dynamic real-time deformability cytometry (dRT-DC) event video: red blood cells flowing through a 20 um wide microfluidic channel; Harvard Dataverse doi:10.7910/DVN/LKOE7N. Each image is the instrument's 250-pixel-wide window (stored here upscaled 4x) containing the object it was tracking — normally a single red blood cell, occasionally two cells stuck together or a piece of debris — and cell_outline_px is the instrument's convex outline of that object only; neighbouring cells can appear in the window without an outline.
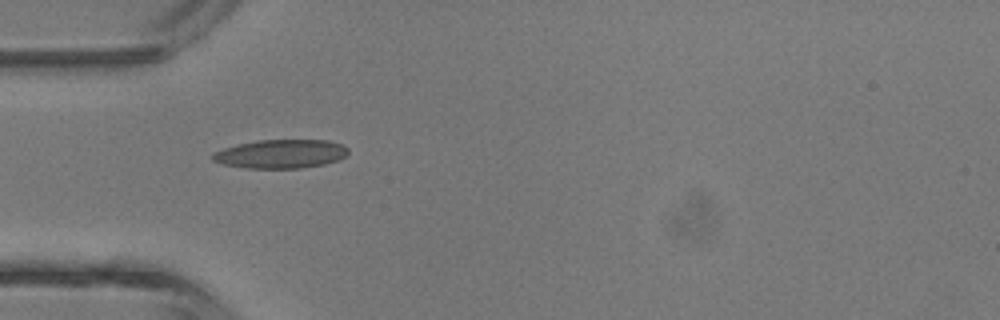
{"species": "common noctule bat (a hibernating species)", "species_latin": "Nyctalus noctula", "temperature_condition": "room temperature", "stored_images_in_passage": 29, "camera_frame_rate_fps": 3000, "um_per_image_px": 0.085, "animal": {"sex": "male", "body_mass_g": 13.3}, "frame": {"image": 1, "passage_image": 1, "time_ms": 0.0, "image_size_px": [1000, 320], "cell_outline_px": [[348, 152], [340, 160], [324, 164], [300, 168], [248, 168], [224, 164], [212, 160], [212, 152], [224, 148], [256, 140], [328, 140], [344, 144], [348, 148]], "centroid_in_image_um": [23.9, 13.07], "position_along_channel_um": 61.1, "area_um2": 22.72}}
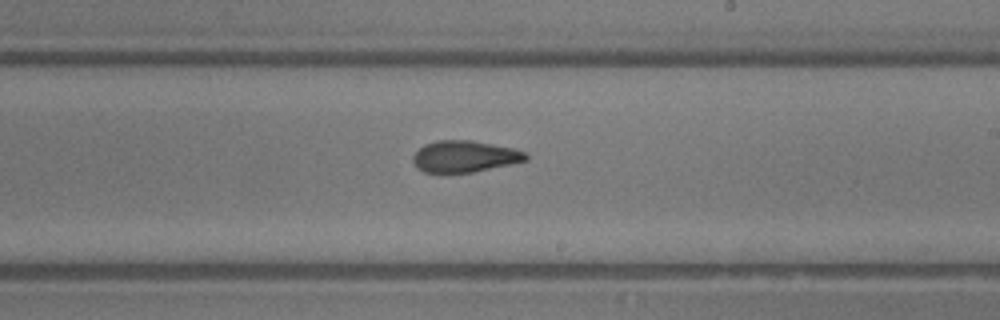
{"frame": {"image": 2, "passage_image": 13, "time_ms": 4.0, "image_size_px": [1000, 320], "cell_outline_px": [[528, 160], [472, 172], [440, 176], [424, 172], [416, 168], [412, 160], [412, 156], [424, 144], [436, 140], [472, 140], [512, 148], [524, 152], [528, 156]], "centroid_in_image_um": [39.4, 13.33], "position_along_channel_um": 249.6, "area_um2": 21.27}}
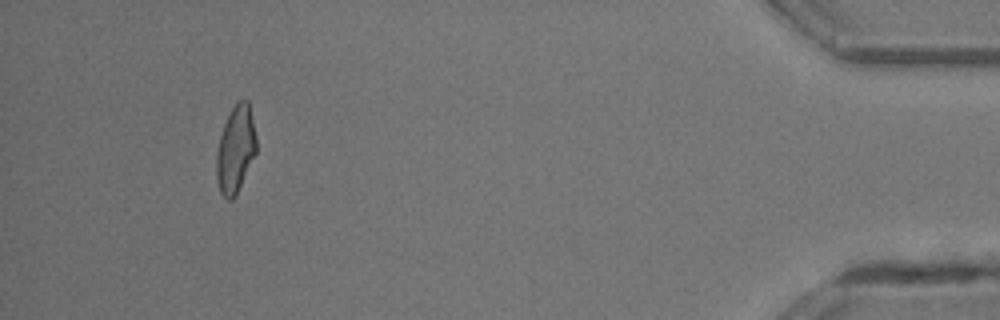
{"frame": {"image": 3, "passage_image": 28, "time_ms": 9.0, "image_size_px": [1000, 320], "cell_outline_px": [[256, 152], [236, 196], [232, 200], [228, 200], [220, 192], [216, 176], [216, 156], [220, 136], [224, 124], [236, 100], [248, 100], [256, 136]], "centroid_in_image_um": [20.02, 12.7], "position_along_channel_um": 415.2, "area_um2": 20.11}}